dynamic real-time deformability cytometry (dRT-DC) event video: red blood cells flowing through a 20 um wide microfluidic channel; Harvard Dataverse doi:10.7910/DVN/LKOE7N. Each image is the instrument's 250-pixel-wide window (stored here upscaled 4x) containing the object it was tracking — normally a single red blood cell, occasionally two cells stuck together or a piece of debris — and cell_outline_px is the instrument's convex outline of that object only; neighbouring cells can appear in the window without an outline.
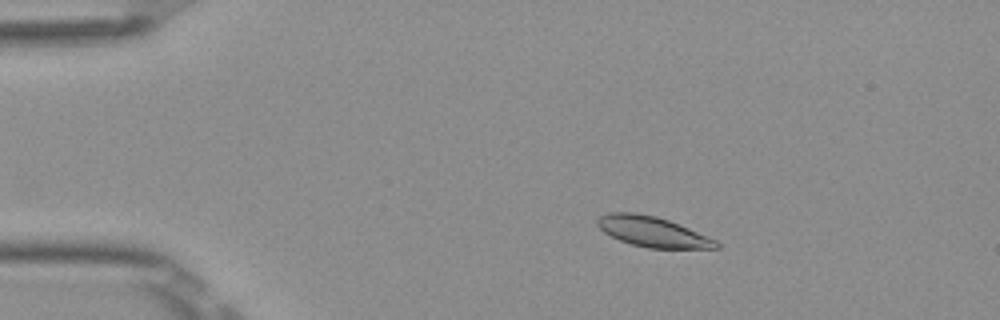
{"species": "Egyptian fruit bat (a non-hibernating species)", "species_latin": "Rousettus aegyptiacus", "temperature_condition": "room temperature", "stored_images_in_passage": 53, "camera_frame_rate_fps": 3000, "um_per_image_px": 0.085, "frame": {"image": 1, "passage_image": 10, "time_ms": 3.0, "image_size_px": [1000, 320], "cell_outline_px": [[720, 248], [648, 248], [632, 244], [620, 240], [604, 232], [596, 224], [596, 220], [600, 216], [608, 212], [636, 212], [656, 216], [668, 220], [708, 236], [716, 240], [720, 244]], "centroid_in_image_um": [55.46, 19.69], "position_along_channel_um": 29.5, "area_um2": 20.87}}
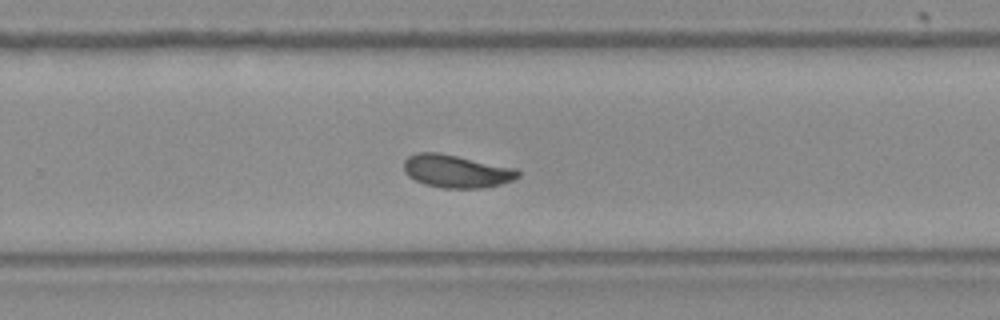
{"frame": {"image": 2, "passage_image": 35, "time_ms": 11.333, "image_size_px": [1000, 320], "cell_outline_px": [[520, 176], [512, 180], [500, 184], [484, 188], [440, 188], [424, 184], [408, 176], [404, 172], [404, 160], [408, 156], [416, 152], [436, 152], [516, 168], [520, 172]], "centroid_in_image_um": [38.77, 14.56], "position_along_channel_um": 291.0, "area_um2": 21.85}}
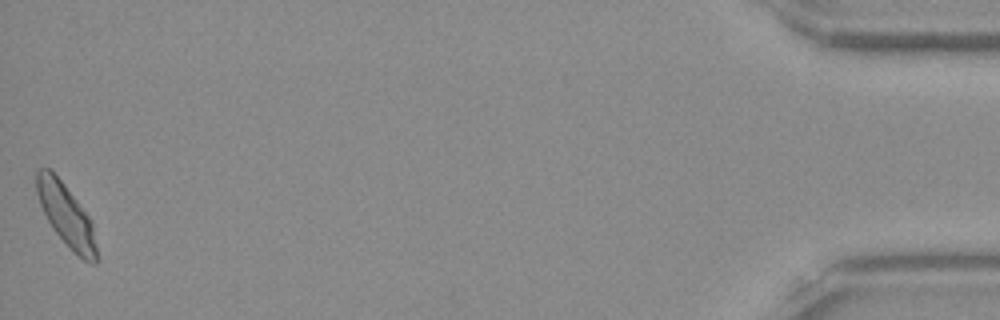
{"frame": {"image": 3, "passage_image": 53, "time_ms": 17.333, "image_size_px": [1000, 320], "cell_outline_px": [[96, 264], [92, 264], [84, 260], [56, 232], [48, 220], [40, 204], [36, 192], [36, 168], [48, 168], [64, 184], [88, 216], [92, 224], [96, 248]], "centroid_in_image_um": [5.6, 18.24], "position_along_channel_um": 429.6, "area_um2": 20.81}, "authors_computed_cell_mechanics": {"area_um2": 21.1548, "velocity_mm_per_s": 3.8672, "shape_relaxation_time_tau1_ms": 3.9213, "shape_relaxation_time_tau2_ms": 2.9028, "deformation_change_tau1": 0.1191, "deformation_change_tau2": 0.0666}}